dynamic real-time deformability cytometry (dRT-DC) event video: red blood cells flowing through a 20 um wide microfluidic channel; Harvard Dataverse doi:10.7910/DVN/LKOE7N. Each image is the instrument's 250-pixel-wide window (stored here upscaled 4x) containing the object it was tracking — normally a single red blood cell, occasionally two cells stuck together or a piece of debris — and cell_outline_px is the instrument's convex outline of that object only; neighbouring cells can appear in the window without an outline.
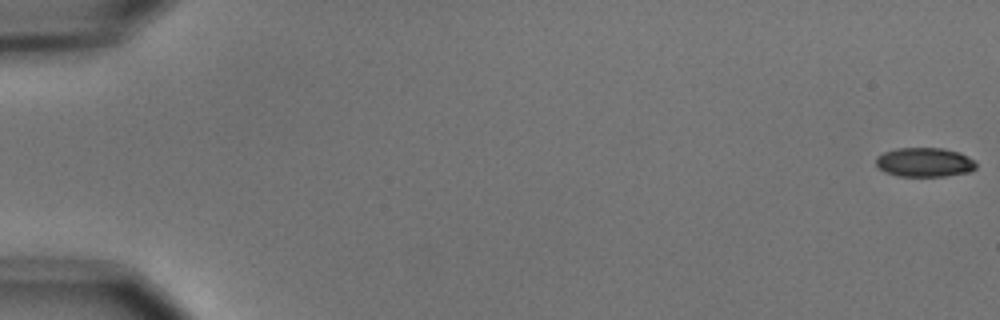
{"species": "common noctule bat (a hibernating species)", "species_latin": "Nyctalus noctula", "temperature_condition": "cold", "stored_images_in_passage": 5, "camera_frame_rate_fps": 3000, "um_per_image_px": 0.085, "animal": {"sex": "male", "body_mass_g": 15.6}, "frame": {"image": 1, "passage_image": 1, "time_ms": 0.0, "image_size_px": [1000, 320], "cell_outline_px": [[976, 168], [972, 172], [944, 176], [900, 176], [884, 172], [876, 164], [876, 156], [884, 152], [896, 148], [944, 148], [960, 152], [968, 156], [976, 164]], "centroid_in_image_um": [78.6, 13.79], "position_along_channel_um": 6.4, "area_um2": 17.17}}
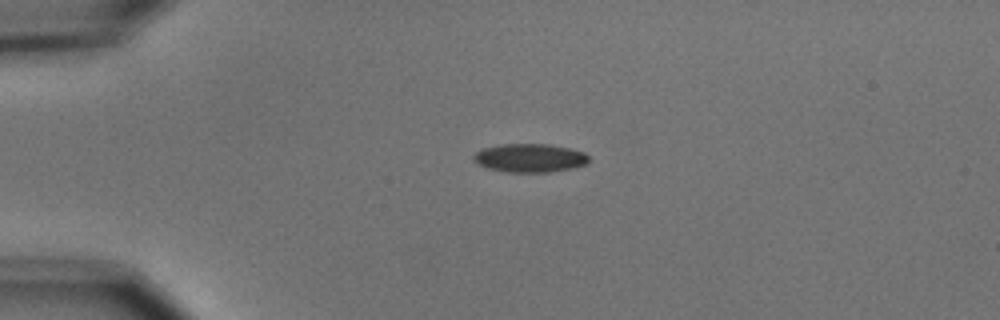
{"frame": {"image": 2, "passage_image": 4, "time_ms": 4.333, "image_size_px": [1000, 320], "cell_outline_px": [[588, 164], [572, 168], [548, 172], [508, 172], [488, 168], [472, 160], [472, 156], [480, 148], [500, 144], [548, 144], [568, 148], [584, 152], [588, 156]], "centroid_in_image_um": [45.01, 13.42], "position_along_channel_um": 40.0, "area_um2": 19.19}}